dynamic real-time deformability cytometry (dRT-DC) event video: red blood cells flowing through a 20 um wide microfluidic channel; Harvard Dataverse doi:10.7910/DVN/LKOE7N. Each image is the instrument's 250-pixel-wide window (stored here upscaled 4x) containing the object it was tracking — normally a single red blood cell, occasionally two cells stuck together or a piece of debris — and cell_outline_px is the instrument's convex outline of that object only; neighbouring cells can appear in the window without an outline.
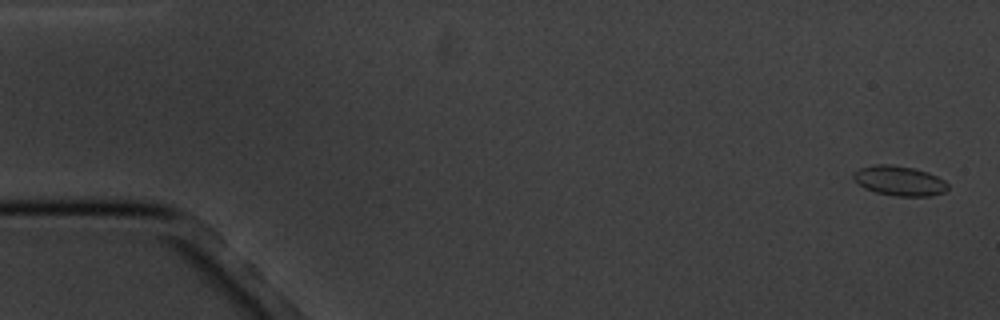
{"species": "common noctule bat (a hibernating species)", "species_latin": "Nyctalus noctula", "temperature_condition": "cold", "stored_images_in_passage": 5, "camera_frame_rate_fps": 3000, "um_per_image_px": 0.085, "animal": {"sex": "male", "body_mass_g": 20.1, "forearm_length_mm": 53.5}, "frame": {"image": 1, "passage_image": 1, "time_ms": 0.0, "image_size_px": [1000, 320], "cell_outline_px": [[948, 188], [944, 192], [932, 196], [896, 196], [876, 192], [864, 188], [852, 176], [852, 172], [860, 168], [876, 164], [888, 164], [912, 168], [928, 172], [944, 180], [948, 184]], "centroid_in_image_um": [76.45, 15.37], "position_along_channel_um": 8.5, "area_um2": 16.3}}
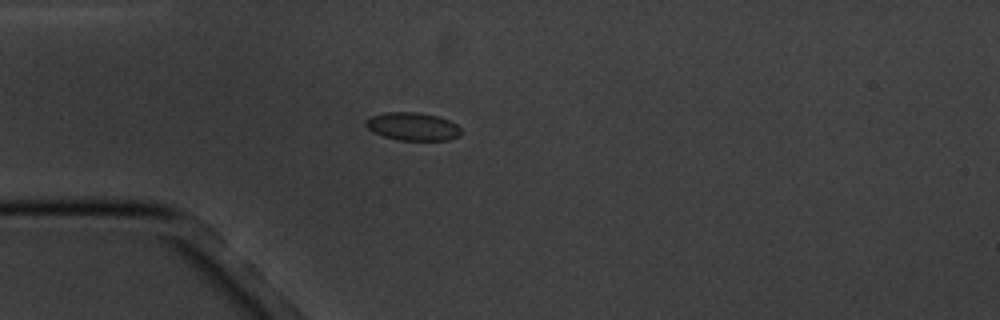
{"frame": {"image": 2, "passage_image": 5, "time_ms": 4.667, "image_size_px": [1000, 320], "cell_outline_px": [[460, 132], [456, 136], [448, 140], [396, 140], [372, 132], [364, 124], [364, 120], [372, 116], [384, 112], [416, 112], [440, 116], [456, 124], [460, 128]], "centroid_in_image_um": [35.03, 10.74], "position_along_channel_um": 50.0, "area_um2": 15.55}}